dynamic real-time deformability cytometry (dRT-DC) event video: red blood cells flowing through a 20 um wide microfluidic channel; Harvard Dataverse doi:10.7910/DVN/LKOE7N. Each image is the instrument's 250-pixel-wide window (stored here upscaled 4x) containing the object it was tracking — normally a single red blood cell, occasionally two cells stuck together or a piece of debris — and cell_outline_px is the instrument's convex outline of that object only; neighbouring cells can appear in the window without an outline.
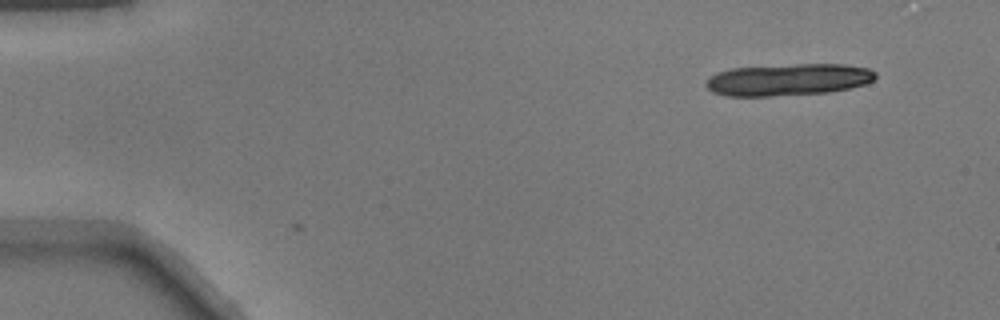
{"species": "common noctule bat (a hibernating species)", "species_latin": "Nyctalus noctula", "temperature_condition": "warm", "stored_images_in_passage": 3, "camera_frame_rate_fps": 3000, "um_per_image_px": 0.085, "animal": {"sex": "male", "body_mass_g": 17.9}, "frame": {"image": 1, "passage_image": 3, "time_ms": 0.667, "image_size_px": [1000, 320], "cell_outline_px": [[876, 76], [872, 80], [864, 84], [848, 88], [828, 92], [772, 96], [724, 96], [712, 92], [704, 84], [716, 72], [732, 68], [796, 64], [844, 64], [868, 68], [876, 72]], "centroid_in_image_um": [66.97, 6.77], "position_along_channel_um": 18.0, "area_um2": 31.44}}